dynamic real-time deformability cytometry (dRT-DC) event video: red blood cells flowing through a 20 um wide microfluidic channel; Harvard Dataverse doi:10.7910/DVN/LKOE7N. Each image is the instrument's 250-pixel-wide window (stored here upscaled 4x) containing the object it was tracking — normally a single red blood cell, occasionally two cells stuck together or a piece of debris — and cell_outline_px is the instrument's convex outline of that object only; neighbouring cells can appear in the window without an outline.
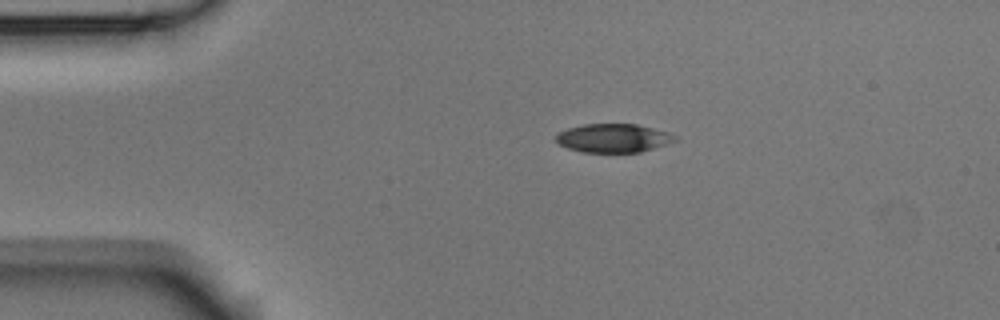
{"species": "Egyptian fruit bat (a non-hibernating species)", "species_latin": "Rousettus aegyptiacus", "temperature_condition": "room temperature", "stored_images_in_passage": 2, "camera_frame_rate_fps": 3000, "um_per_image_px": 0.085, "animal": {"sex": "male"}, "frame": {"image": 1, "passage_image": 1, "time_ms": 0.0, "image_size_px": [1000, 320], "cell_outline_px": [[680, 136], [676, 140], [668, 144], [640, 152], [584, 152], [568, 148], [560, 144], [556, 140], [556, 132], [568, 128], [584, 124], [636, 124], [668, 132]], "centroid_in_image_um": [52.16, 11.73], "position_along_channel_um": 32.8, "area_um2": 19.88}}